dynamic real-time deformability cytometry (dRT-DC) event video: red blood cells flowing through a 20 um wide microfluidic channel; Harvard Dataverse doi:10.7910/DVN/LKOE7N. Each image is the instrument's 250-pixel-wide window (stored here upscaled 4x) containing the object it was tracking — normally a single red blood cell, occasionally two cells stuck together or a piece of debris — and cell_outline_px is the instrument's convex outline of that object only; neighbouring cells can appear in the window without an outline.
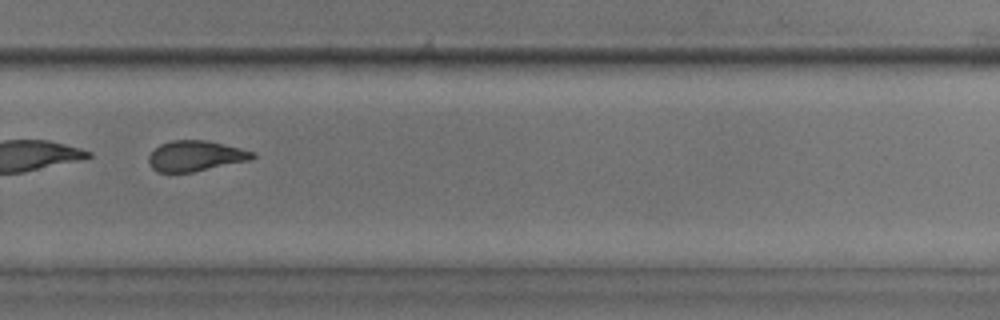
{"species": "common noctule bat (a hibernating species)", "species_latin": "Nyctalus noctula", "temperature_condition": "room temperature", "stored_images_in_passage": 52, "camera_frame_rate_fps": 3000, "um_per_image_px": 0.085, "animal": {"sex": "male", "body_mass_g": 17.9, "forearm_length_mm": 54.2}, "frame": {"image": 1, "passage_image": 37, "time_ms": 12.0, "image_size_px": [1000, 320], "cell_outline_px": [[256, 156], [252, 160], [192, 172], [156, 172], [152, 168], [148, 160], [148, 156], [160, 144], [172, 140], [208, 140], [256, 152]], "centroid_in_image_um": [16.65, 13.25], "position_along_channel_um": 313.2, "area_um2": 18.55}}